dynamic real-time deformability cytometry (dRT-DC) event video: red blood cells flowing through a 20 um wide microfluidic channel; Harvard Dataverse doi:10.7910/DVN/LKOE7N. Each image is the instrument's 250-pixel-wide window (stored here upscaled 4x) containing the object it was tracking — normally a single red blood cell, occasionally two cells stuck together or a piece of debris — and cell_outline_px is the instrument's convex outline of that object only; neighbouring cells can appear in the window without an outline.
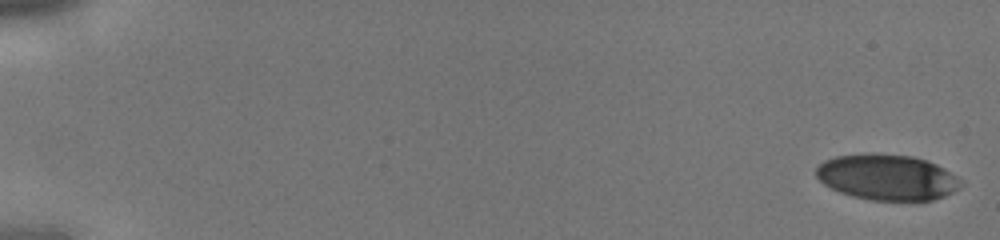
{"species": "human", "species_latin": "Homo sapiens", "temperature_condition": "cold", "stored_images_in_passage": 11, "camera_frame_rate_fps": 3000, "um_per_image_px": 0.085, "donor": {"sex": "male"}, "frame": {"image": 1, "passage_image": 1, "time_ms": 0.0, "image_size_px": [1000, 240], "cell_outline_px": [[964, 184], [960, 188], [944, 196], [932, 200], [868, 200], [852, 196], [840, 192], [824, 184], [816, 176], [816, 168], [824, 160], [836, 156], [864, 152], [872, 152], [912, 156], [928, 160], [944, 168], [956, 176]], "centroid_in_image_um": [75.4, 15.05], "position_along_channel_um": 9.6, "area_um2": 38.9}}
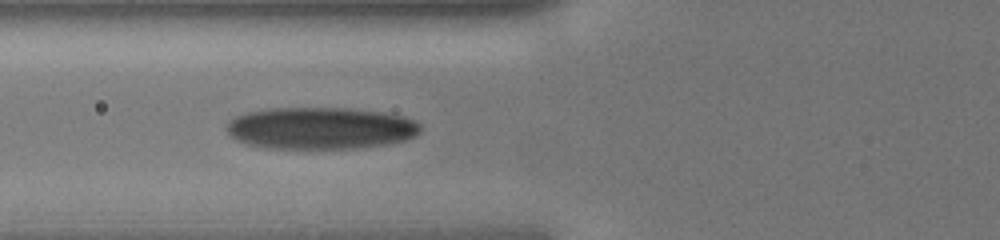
{"frame": {"image": 2, "passage_image": 11, "time_ms": 3.333, "image_size_px": [1000, 240], "cell_outline_px": [[420, 132], [416, 136], [404, 140], [388, 144], [356, 148], [264, 148], [248, 144], [232, 136], [228, 132], [228, 120], [236, 116], [248, 112], [268, 108], [352, 108], [384, 112], [404, 116], [420, 124]], "centroid_in_image_um": [27.28, 10.88], "position_along_channel_um": 98.5, "area_um2": 47.4}}